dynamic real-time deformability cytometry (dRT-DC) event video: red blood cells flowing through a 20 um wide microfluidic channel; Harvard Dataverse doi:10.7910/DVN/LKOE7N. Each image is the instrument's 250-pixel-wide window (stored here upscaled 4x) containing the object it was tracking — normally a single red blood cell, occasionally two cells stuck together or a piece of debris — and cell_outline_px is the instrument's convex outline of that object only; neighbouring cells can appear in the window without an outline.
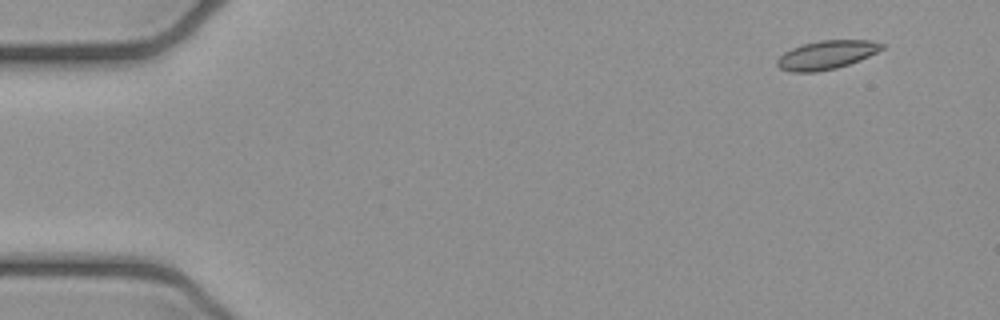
{"species": "common noctule bat (a hibernating species)", "species_latin": "Nyctalus noctula", "temperature_condition": "cold", "stored_images_in_passage": 5, "camera_frame_rate_fps": 3000, "um_per_image_px": 0.085, "animal": {"sex": "female", "body_mass_g": 21.9}, "frame": {"image": 1, "passage_image": 1, "time_ms": 0.0, "image_size_px": [1000, 320], "cell_outline_px": [[884, 48], [860, 60], [836, 68], [816, 72], [788, 72], [780, 68], [776, 64], [776, 60], [784, 52], [792, 48], [804, 44], [820, 40], [868, 40], [884, 44]], "centroid_in_image_um": [70.22, 4.67], "position_along_channel_um": 14.8, "area_um2": 17.4}}
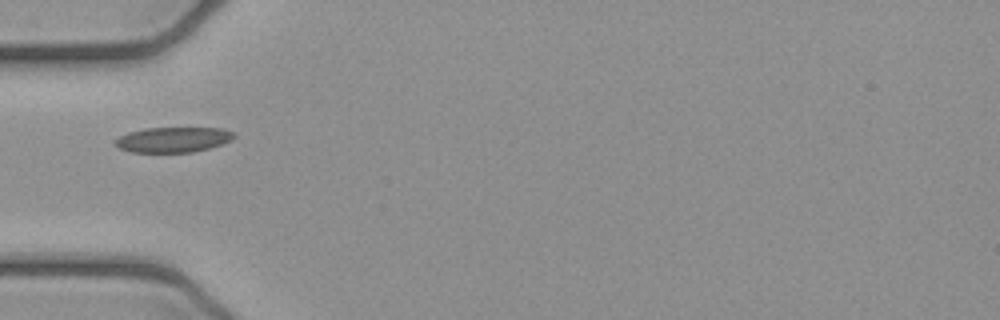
{"frame": {"image": 2, "passage_image": 4, "time_ms": 1.0, "image_size_px": [1000, 320], "cell_outline_px": [[236, 136], [232, 140], [208, 148], [192, 152], [132, 152], [120, 148], [116, 144], [116, 140], [120, 136], [128, 132], [144, 128], [224, 128], [236, 132]], "centroid_in_image_um": [14.77, 11.86], "position_along_channel_um": 70.2, "area_um2": 17.4}}
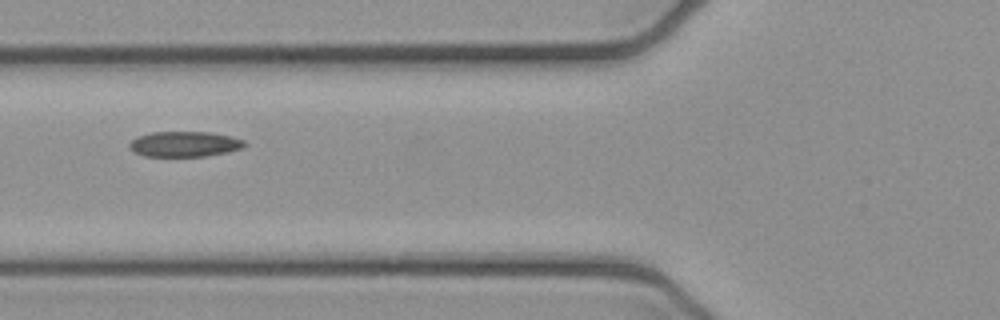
{"frame": {"image": 3, "passage_image": 5, "time_ms": 1.333, "image_size_px": [1000, 320], "cell_outline_px": [[248, 144], [244, 148], [204, 156], [144, 156], [136, 152], [128, 144], [132, 140], [140, 136], [152, 132], [208, 132], [228, 136], [244, 140]], "centroid_in_image_um": [15.72, 12.24], "position_along_channel_um": 110.1, "area_um2": 16.7}}